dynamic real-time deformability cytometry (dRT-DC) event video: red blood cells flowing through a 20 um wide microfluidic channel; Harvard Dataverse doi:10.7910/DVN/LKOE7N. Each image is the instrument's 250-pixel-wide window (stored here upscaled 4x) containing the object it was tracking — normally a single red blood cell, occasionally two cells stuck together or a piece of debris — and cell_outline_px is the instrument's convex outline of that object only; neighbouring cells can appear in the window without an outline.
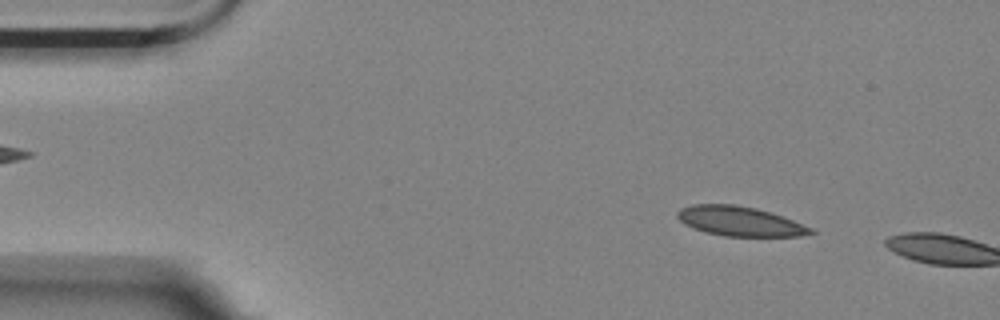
{"species": "Egyptian fruit bat (a non-hibernating species)", "species_latin": "Rousettus aegyptiacus", "temperature_condition": "room temperature", "stored_images_in_passage": 3, "camera_frame_rate_fps": 3000, "um_per_image_px": 0.085, "animal": {"sex": "female"}, "frame": {"image": 1, "passage_image": 1, "time_ms": 0.0, "image_size_px": [1000, 320], "cell_outline_px": [[816, 232], [800, 236], [724, 236], [692, 228], [684, 224], [676, 216], [676, 212], [680, 208], [692, 204], [736, 204], [756, 208], [772, 212], [812, 228]], "centroid_in_image_um": [62.85, 18.79], "position_along_channel_um": 22.1, "area_um2": 23.0}}